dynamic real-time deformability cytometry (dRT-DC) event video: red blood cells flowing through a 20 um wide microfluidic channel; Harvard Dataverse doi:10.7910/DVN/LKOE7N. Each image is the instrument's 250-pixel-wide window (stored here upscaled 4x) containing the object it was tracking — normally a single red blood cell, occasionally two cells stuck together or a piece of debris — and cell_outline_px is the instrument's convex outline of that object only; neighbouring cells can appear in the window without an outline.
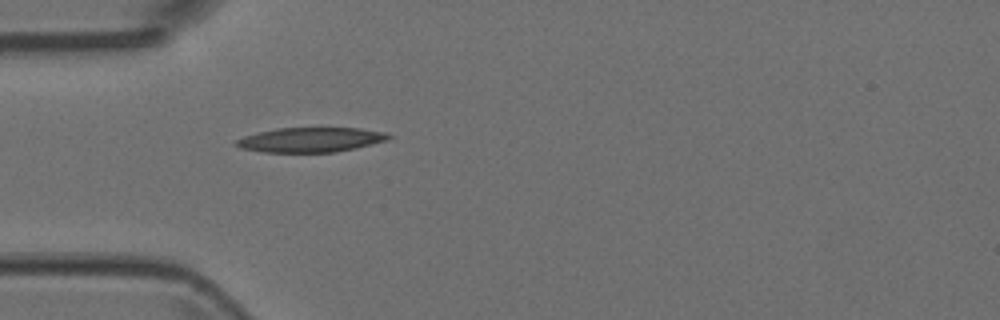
{"species": "Egyptian fruit bat (a non-hibernating species)", "species_latin": "Rousettus aegyptiacus", "temperature_condition": "room temperature", "stored_images_in_passage": 2, "camera_frame_rate_fps": 3000, "um_per_image_px": 0.085, "animal": {"sex": "female"}, "frame": {"image": 1, "passage_image": 2, "time_ms": 0.333, "image_size_px": [1000, 320], "cell_outline_px": [[392, 136], [388, 140], [356, 148], [332, 152], [264, 152], [240, 148], [236, 144], [236, 140], [244, 136], [276, 128], [360, 128], [384, 132]], "centroid_in_image_um": [26.42, 11.88], "position_along_channel_um": 58.6, "area_um2": 21.73}}